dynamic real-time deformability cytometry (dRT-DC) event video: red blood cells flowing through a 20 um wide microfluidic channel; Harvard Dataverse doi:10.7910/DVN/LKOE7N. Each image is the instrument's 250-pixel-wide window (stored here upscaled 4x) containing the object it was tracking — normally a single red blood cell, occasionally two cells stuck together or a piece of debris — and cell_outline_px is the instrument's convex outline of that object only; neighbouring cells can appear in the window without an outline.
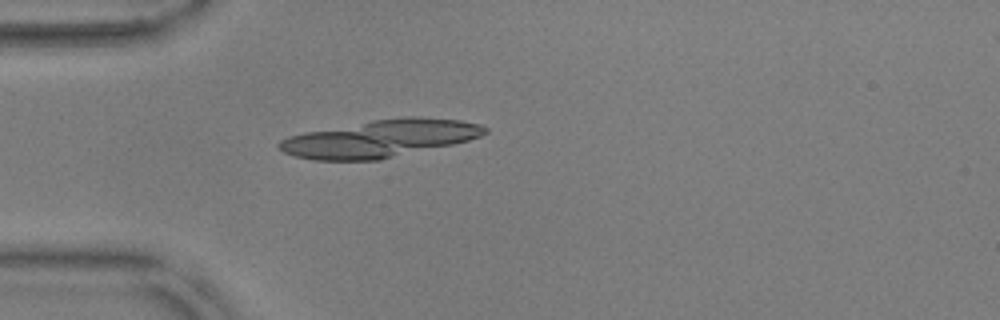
{"species": "common noctule bat (a hibernating species)", "species_latin": "Nyctalus noctula", "temperature_condition": "warm", "stored_images_in_passage": 28, "camera_frame_rate_fps": 3000, "um_per_image_px": 0.085, "animal": {"sex": "male", "body_mass_g": 17.9, "forearm_length_mm": 54.2}, "frame": {"image": 1, "passage_image": 1, "time_ms": 0.0, "image_size_px": [1000, 320], "cell_outline_px": [[488, 132], [480, 136], [468, 140], [452, 144], [380, 160], [312, 160], [296, 156], [284, 152], [276, 148], [276, 144], [280, 140], [288, 136], [304, 132], [372, 120], [404, 116], [420, 116], [460, 120], [480, 124], [488, 128]], "centroid_in_image_um": [32.28, 11.77], "position_along_channel_um": 52.7, "area_um2": 44.91}, "authors_computed_cell_mechanics": {"area_um2": 20.4034, "velocity_mm_per_s": 3.6445, "shape_relaxation_time_tau1_ms": 6.2047, "shape_relaxation_time_tau2_ms": 2.1927, "deformation_change_tau1": 0.1344, "deformation_change_tau2": 0.0835}}